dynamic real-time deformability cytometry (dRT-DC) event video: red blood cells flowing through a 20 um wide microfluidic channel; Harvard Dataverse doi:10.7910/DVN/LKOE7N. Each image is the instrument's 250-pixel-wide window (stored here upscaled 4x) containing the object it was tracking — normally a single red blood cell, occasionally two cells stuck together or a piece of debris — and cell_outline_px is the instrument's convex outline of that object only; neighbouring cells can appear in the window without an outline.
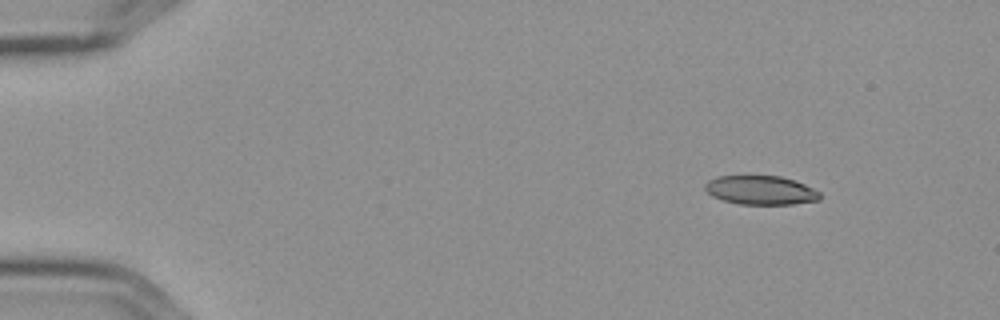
{"species": "Egyptian fruit bat (a non-hibernating species)", "species_latin": "Rousettus aegyptiacus", "temperature_condition": "cold", "stored_images_in_passage": 6, "camera_frame_rate_fps": 3000, "um_per_image_px": 0.085, "frame": {"image": 1, "passage_image": 2, "time_ms": 0.333, "image_size_px": [1000, 320], "cell_outline_px": [[820, 200], [792, 204], [740, 204], [724, 200], [712, 196], [704, 188], [704, 184], [708, 180], [716, 176], [780, 176], [796, 180], [820, 192]], "centroid_in_image_um": [64.66, 16.16], "position_along_channel_um": 20.3, "area_um2": 19.36}}